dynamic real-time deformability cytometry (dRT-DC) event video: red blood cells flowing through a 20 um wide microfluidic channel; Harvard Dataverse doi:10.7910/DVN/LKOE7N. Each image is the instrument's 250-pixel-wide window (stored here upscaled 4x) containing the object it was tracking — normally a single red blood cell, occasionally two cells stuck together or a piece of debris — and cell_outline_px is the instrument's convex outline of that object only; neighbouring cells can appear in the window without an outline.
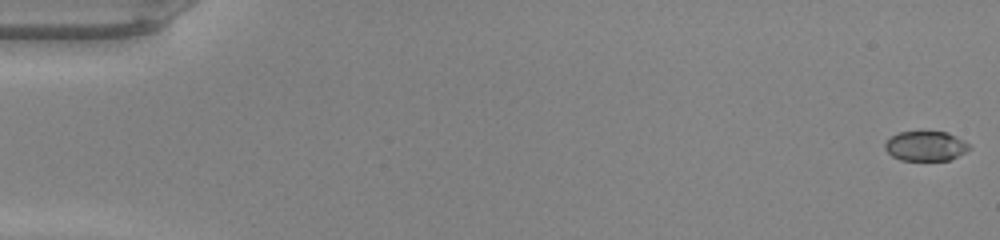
{"species": "common noctule bat (a hibernating species)", "species_latin": "Nyctalus noctula", "temperature_condition": "warm", "stored_images_in_passage": 49, "camera_frame_rate_fps": 3000, "um_per_image_px": 0.085, "animal": {"sex": "male", "body_mass_g": 20.0, "forearm_length_mm": 53.3}, "frame": {"image": 1, "passage_image": 1, "time_ms": 0.0, "image_size_px": [1000, 240], "cell_outline_px": [[972, 148], [948, 160], [900, 160], [892, 156], [884, 148], [884, 144], [892, 136], [900, 132], [948, 132], [964, 140]], "centroid_in_image_um": [78.68, 12.41], "position_along_channel_um": 6.3, "area_um2": 14.45}}
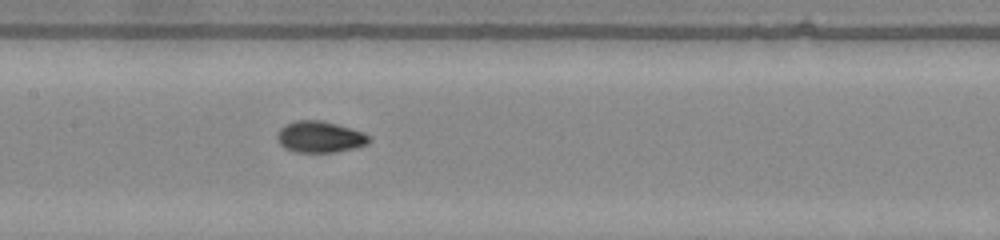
{"frame": {"image": 2, "passage_image": 25, "time_ms": 8.0, "image_size_px": [1000, 240], "cell_outline_px": [[372, 140], [368, 144], [356, 148], [336, 152], [296, 152], [284, 148], [276, 140], [276, 136], [280, 128], [284, 124], [296, 120], [320, 120], [352, 128], [364, 132], [372, 136]], "centroid_in_image_um": [27.21, 11.64], "position_along_channel_um": 180.2, "area_um2": 17.17}}
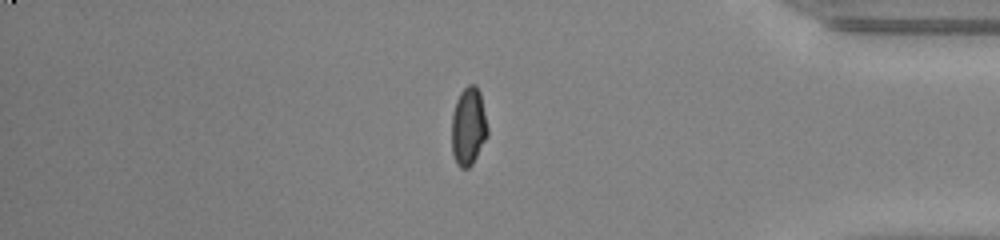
{"frame": {"image": 3, "passage_image": 42, "time_ms": 13.667, "image_size_px": [1000, 240], "cell_outline_px": [[488, 136], [472, 164], [468, 168], [460, 168], [456, 164], [452, 152], [452, 116], [456, 100], [460, 92], [468, 84], [476, 84], [480, 92], [488, 128]], "centroid_in_image_um": [39.82, 10.75], "position_along_channel_um": 395.4, "area_um2": 16.47}}